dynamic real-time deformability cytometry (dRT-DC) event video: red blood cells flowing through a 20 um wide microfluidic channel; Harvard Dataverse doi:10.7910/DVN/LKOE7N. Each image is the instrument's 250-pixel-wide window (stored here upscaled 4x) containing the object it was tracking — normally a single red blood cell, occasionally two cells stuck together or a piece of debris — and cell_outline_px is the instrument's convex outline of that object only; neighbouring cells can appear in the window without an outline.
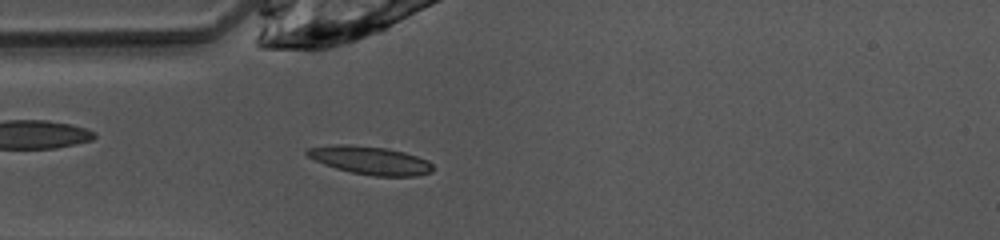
{"species": "common noctule bat (a hibernating species)", "species_latin": "Nyctalus noctula", "temperature_condition": "warm", "stored_images_in_passage": 39, "camera_frame_rate_fps": 3000, "um_per_image_px": 0.085, "animal": {"sex": "female", "body_mass_g": 10.0, "forearm_length_mm": 53.1}, "frame": {"image": 1, "passage_image": 3, "time_ms": 0.667, "image_size_px": [1000, 240], "cell_outline_px": [[432, 172], [416, 176], [376, 176], [352, 172], [336, 168], [324, 164], [308, 156], [304, 152], [308, 148], [332, 144], [352, 144], [388, 148], [404, 152], [428, 160], [432, 164]], "centroid_in_image_um": [31.47, 13.61], "position_along_channel_um": 53.5, "area_um2": 20.63}}
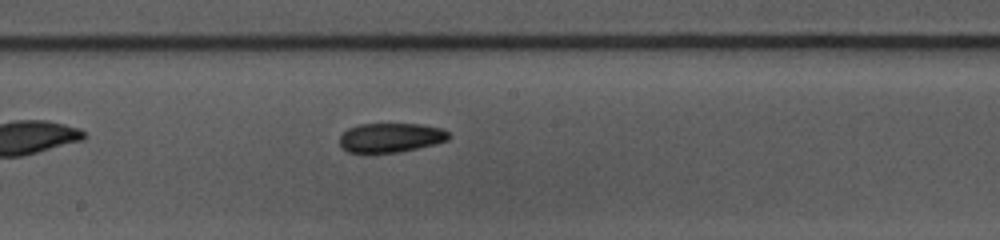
{"frame": {"image": 2, "passage_image": 15, "time_ms": 4.667, "image_size_px": [1000, 240], "cell_outline_px": [[448, 140], [436, 144], [400, 152], [348, 152], [340, 148], [340, 136], [348, 128], [356, 124], [420, 124], [444, 128], [448, 132]], "centroid_in_image_um": [33.21, 11.69], "position_along_channel_um": 215.0, "area_um2": 18.73}}
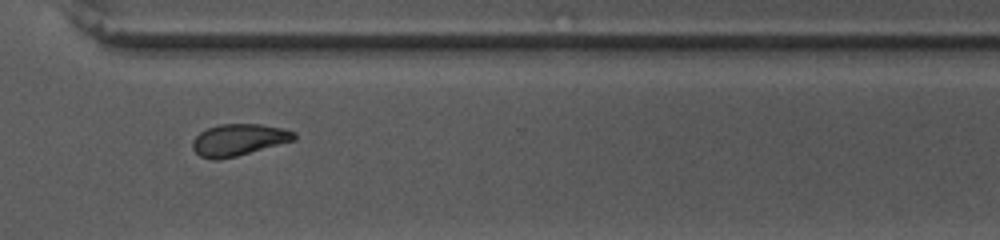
{"frame": {"image": 3, "passage_image": 25, "time_ms": 8.0, "image_size_px": [1000, 240], "cell_outline_px": [[296, 140], [236, 156], [216, 160], [212, 160], [200, 156], [192, 148], [192, 140], [200, 132], [208, 128], [220, 124], [260, 124], [284, 128], [296, 132]], "centroid_in_image_um": [20.3, 11.88], "position_along_channel_um": 350.3, "area_um2": 18.84}, "authors_computed_cell_mechanics": {"area_um2": 18.8428, "velocity_mm_per_s": 4.0649, "shape_relaxation_time_tau1_ms": 3.3483, "shape_relaxation_time_tau2_ms": 2.3382, "deformation_change_tau1": 0.127, "deformation_change_tau2": 0.0814}}